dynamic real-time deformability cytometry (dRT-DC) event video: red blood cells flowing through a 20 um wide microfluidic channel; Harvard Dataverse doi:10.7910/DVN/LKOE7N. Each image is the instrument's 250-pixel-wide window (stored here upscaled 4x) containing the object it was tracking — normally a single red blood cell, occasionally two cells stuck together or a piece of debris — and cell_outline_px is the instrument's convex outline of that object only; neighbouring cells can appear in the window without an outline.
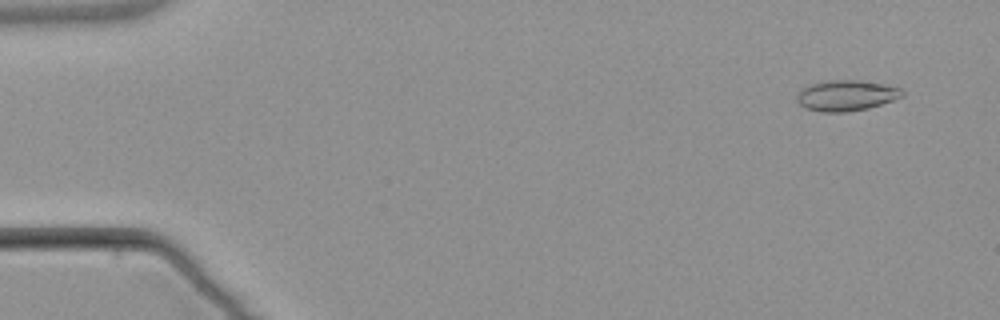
{"species": "common noctule bat (a hibernating species)", "species_latin": "Nyctalus noctula", "temperature_condition": "warm", "stored_images_in_passage": 4, "camera_frame_rate_fps": 3000, "um_per_image_px": 0.085, "animal": {"sex": "male", "body_mass_g": 21.5, "forearm_length_mm": 52.0}, "frame": {"image": 1, "passage_image": 1, "time_ms": 0.0, "image_size_px": [1000, 320], "cell_outline_px": [[904, 96], [868, 108], [848, 112], [824, 112], [808, 108], [800, 104], [796, 100], [796, 96], [800, 88], [812, 84], [828, 80], [860, 80], [884, 84], [900, 88], [904, 92]], "centroid_in_image_um": [71.93, 8.11], "position_along_channel_um": 13.1, "area_um2": 18.79}}
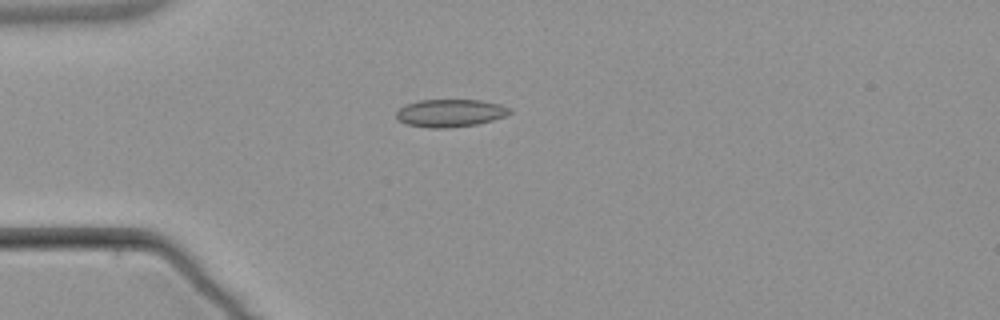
{"frame": {"image": 2, "passage_image": 4, "time_ms": 3.667, "image_size_px": [1000, 320], "cell_outline_px": [[512, 112], [504, 116], [492, 120], [476, 124], [444, 128], [428, 128], [408, 124], [400, 120], [396, 116], [396, 112], [404, 104], [420, 100], [480, 100], [500, 104], [512, 108]], "centroid_in_image_um": [38.28, 9.6], "position_along_channel_um": 46.7, "area_um2": 18.21}}